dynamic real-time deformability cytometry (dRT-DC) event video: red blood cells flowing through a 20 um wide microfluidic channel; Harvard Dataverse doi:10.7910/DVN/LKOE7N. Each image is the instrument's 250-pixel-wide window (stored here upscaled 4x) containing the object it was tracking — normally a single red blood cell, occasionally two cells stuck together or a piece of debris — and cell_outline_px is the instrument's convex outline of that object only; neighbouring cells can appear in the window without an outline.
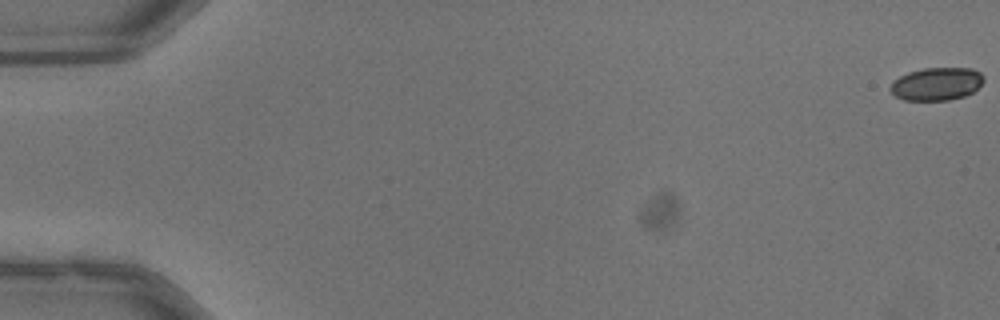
{"species": "common noctule bat (a hibernating species)", "species_latin": "Nyctalus noctula", "temperature_condition": "warm", "stored_images_in_passage": 54, "camera_frame_rate_fps": 3000, "um_per_image_px": 0.085, "animal": {"sex": "male", "body_mass_g": 13.3}, "frame": {"image": 1, "passage_image": 1, "time_ms": 0.0, "image_size_px": [1000, 320], "cell_outline_px": [[984, 80], [972, 92], [964, 96], [948, 100], [904, 100], [896, 96], [888, 88], [892, 80], [908, 72], [924, 68], [972, 68], [980, 72], [984, 76]], "centroid_in_image_um": [79.58, 7.12], "position_along_channel_um": 5.4, "area_um2": 17.92}}
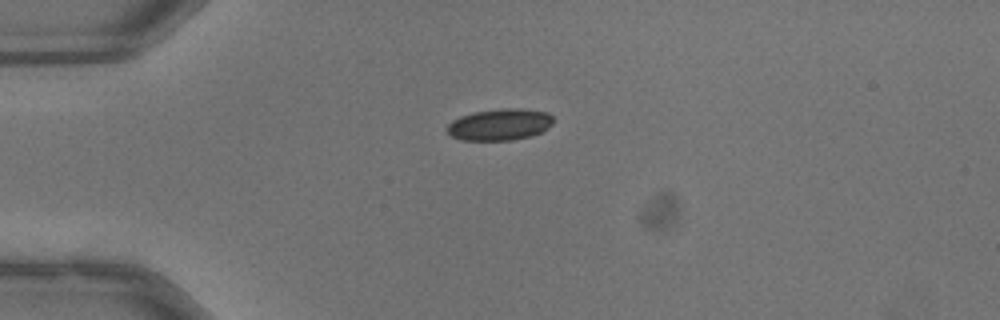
{"frame": {"image": 2, "passage_image": 15, "time_ms": 4.667, "image_size_px": [1000, 320], "cell_outline_px": [[552, 124], [544, 132], [532, 136], [512, 140], [460, 140], [452, 136], [444, 128], [452, 120], [460, 116], [472, 112], [504, 108], [524, 108], [548, 112], [552, 116]], "centroid_in_image_um": [42.48, 10.58], "position_along_channel_um": 42.5, "area_um2": 19.88}}
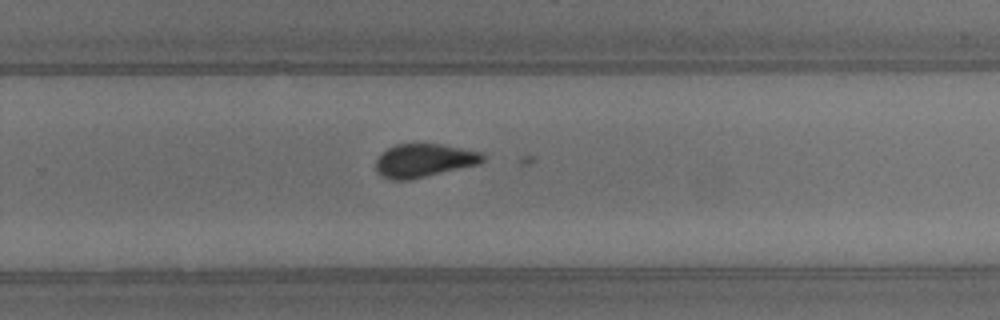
{"frame": {"image": 3, "passage_image": 36, "time_ms": 11.667, "image_size_px": [1000, 320], "cell_outline_px": [[484, 160], [480, 164], [408, 180], [392, 180], [380, 176], [376, 172], [376, 160], [380, 152], [396, 144], [440, 144], [480, 152], [484, 156]], "centroid_in_image_um": [35.99, 13.65], "position_along_channel_um": 293.8, "area_um2": 20.81}, "authors_computed_cell_mechanics": {"area_um2": 18.6405, "velocity_mm_per_s": 3.9823, "shape_relaxation_time_tau1_ms": 0.1465, "shape_relaxation_time_tau2_ms": null, "deformation_change_tau1": 0.1715, "deformation_change_tau2": null}}